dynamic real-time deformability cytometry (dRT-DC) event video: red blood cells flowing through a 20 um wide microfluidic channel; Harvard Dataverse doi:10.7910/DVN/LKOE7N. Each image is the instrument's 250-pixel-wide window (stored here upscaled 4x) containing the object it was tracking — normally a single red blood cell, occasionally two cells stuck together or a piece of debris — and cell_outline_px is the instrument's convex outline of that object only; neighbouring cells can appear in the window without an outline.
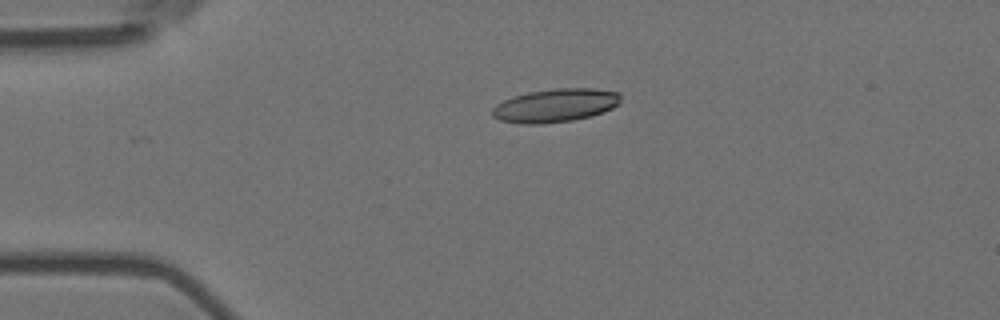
{"species": "Egyptian fruit bat (a non-hibernating species)", "species_latin": "Rousettus aegyptiacus", "temperature_condition": "room temperature", "stored_images_in_passage": 5, "camera_frame_rate_fps": 3000, "um_per_image_px": 0.085, "animal": {"sex": "female"}, "frame": {"image": 1, "passage_image": 4, "time_ms": 1.0, "image_size_px": [1000, 320], "cell_outline_px": [[620, 104], [612, 108], [592, 116], [572, 120], [540, 124], [520, 124], [500, 120], [492, 116], [492, 108], [496, 104], [512, 96], [528, 92], [556, 88], [592, 88], [620, 92]], "centroid_in_image_um": [47.2, 8.96], "position_along_channel_um": 37.8, "area_um2": 25.14}}